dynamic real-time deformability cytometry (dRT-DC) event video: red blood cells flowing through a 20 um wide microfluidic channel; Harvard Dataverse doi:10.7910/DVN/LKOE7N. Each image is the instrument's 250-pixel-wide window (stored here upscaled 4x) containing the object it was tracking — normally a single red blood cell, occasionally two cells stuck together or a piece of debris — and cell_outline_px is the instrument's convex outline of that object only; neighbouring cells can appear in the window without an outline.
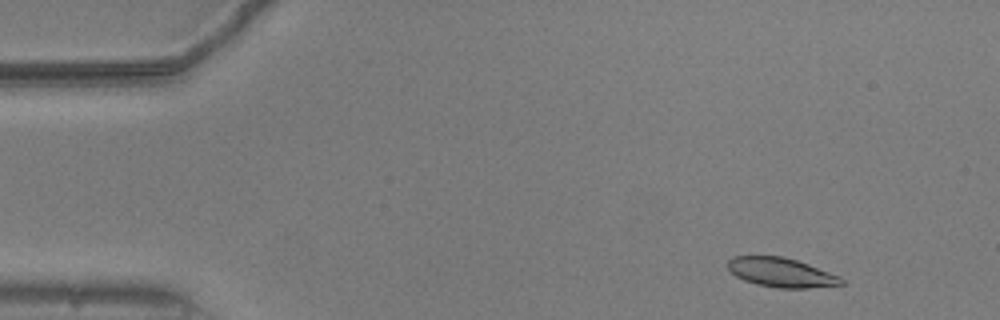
{"species": "common noctule bat (a hibernating species)", "species_latin": "Nyctalus noctula", "temperature_condition": "warm", "stored_images_in_passage": 50, "camera_frame_rate_fps": 3000, "um_per_image_px": 0.085, "animal": {"sex": "male", "body_mass_g": 20.5, "forearm_length_mm": 52.5}, "frame": {"image": 1, "passage_image": 2, "time_ms": 0.333, "image_size_px": [1000, 320], "cell_outline_px": [[844, 284], [808, 288], [780, 288], [756, 284], [744, 280], [736, 276], [728, 268], [728, 260], [732, 256], [784, 256], [808, 264], [840, 276], [844, 280]], "centroid_in_image_um": [66.4, 23.16], "position_along_channel_um": 18.6, "area_um2": 19.31}}
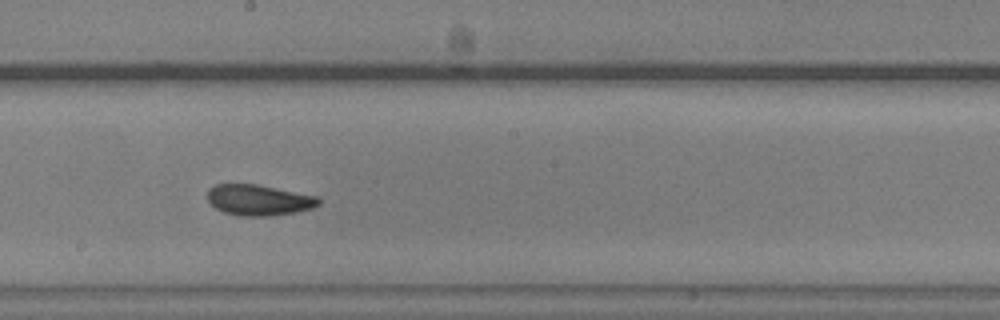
{"frame": {"image": 2, "passage_image": 26, "time_ms": 8.333, "image_size_px": [1000, 320], "cell_outline_px": [[320, 204], [312, 208], [296, 212], [268, 216], [240, 216], [224, 212], [216, 208], [208, 200], [208, 188], [216, 184], [256, 184], [320, 196]], "centroid_in_image_um": [22.02, 17.0], "position_along_channel_um": 226.2, "area_um2": 20.06}}
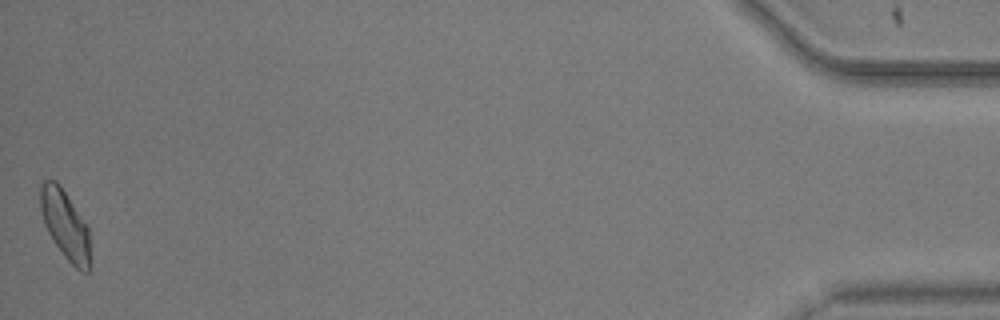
{"frame": {"image": 3, "passage_image": 50, "time_ms": 16.333, "image_size_px": [1000, 320], "cell_outline_px": [[92, 264], [88, 272], [80, 272], [64, 256], [48, 232], [44, 224], [40, 208], [40, 184], [44, 180], [56, 180], [60, 184], [88, 224], [92, 260]], "centroid_in_image_um": [5.59, 19.13], "position_along_channel_um": 429.6, "area_um2": 20.63}, "authors_computed_cell_mechanics": {"area_um2": 19.941, "velocity_mm_per_s": 3.7467, "shape_relaxation_time_tau1_ms": 3.6393, "shape_relaxation_time_tau2_ms": 1.6938, "deformation_change_tau1": 0.1545, "deformation_change_tau2": 0.0838}}